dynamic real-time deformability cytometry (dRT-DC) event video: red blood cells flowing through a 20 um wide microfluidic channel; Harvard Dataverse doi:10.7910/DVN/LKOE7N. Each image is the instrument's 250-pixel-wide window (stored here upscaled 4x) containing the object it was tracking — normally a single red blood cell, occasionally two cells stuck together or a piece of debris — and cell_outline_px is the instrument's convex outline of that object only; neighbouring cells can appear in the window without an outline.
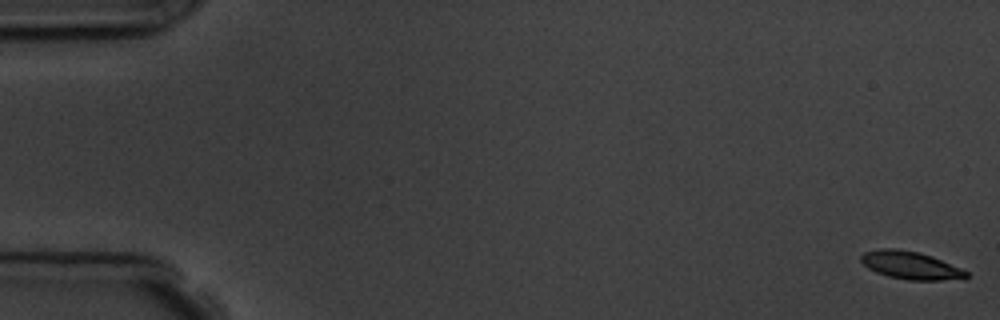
{"species": "common noctule bat (a hibernating species)", "species_latin": "Nyctalus noctula", "temperature_condition": "room temperature", "stored_images_in_passage": 6, "camera_frame_rate_fps": 3000, "um_per_image_px": 0.085, "animal": {"sex": "male", "body_mass_g": 19.5, "forearm_length_mm": 54.6}, "frame": {"image": 1, "passage_image": 1, "time_ms": 0.0, "image_size_px": [1000, 320], "cell_outline_px": [[968, 276], [964, 280], [908, 280], [888, 276], [876, 272], [868, 268], [860, 260], [860, 256], [864, 252], [880, 248], [896, 248], [920, 252], [932, 256], [960, 268], [968, 272]], "centroid_in_image_um": [77.41, 22.55], "position_along_channel_um": 7.6, "area_um2": 17.22}}
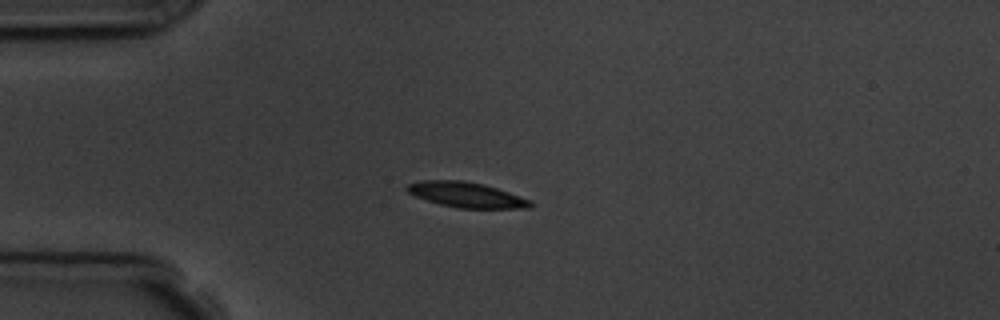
{"frame": {"image": 2, "passage_image": 5, "time_ms": 4.667, "image_size_px": [1000, 320], "cell_outline_px": [[532, 208], [456, 208], [440, 204], [416, 196], [408, 192], [404, 188], [408, 184], [420, 180], [464, 180], [484, 184], [532, 200]], "centroid_in_image_um": [39.64, 16.55], "position_along_channel_um": 45.4, "area_um2": 18.15}}